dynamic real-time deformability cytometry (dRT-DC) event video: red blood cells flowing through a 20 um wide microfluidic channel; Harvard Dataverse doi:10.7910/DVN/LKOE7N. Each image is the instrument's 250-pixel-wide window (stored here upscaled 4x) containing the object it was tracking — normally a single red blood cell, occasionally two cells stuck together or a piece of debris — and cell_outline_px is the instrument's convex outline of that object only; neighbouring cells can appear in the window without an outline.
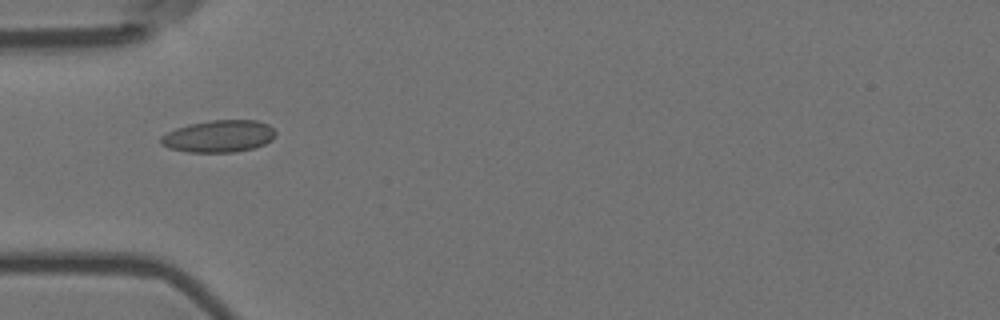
{"species": "Egyptian fruit bat (a non-hibernating species)", "species_latin": "Rousettus aegyptiacus", "temperature_condition": "room temperature", "stored_images_in_passage": 7, "camera_frame_rate_fps": 3000, "um_per_image_px": 0.085, "animal": {"sex": "female"}, "frame": {"image": 1, "passage_image": 5, "time_ms": 1.333, "image_size_px": [1000, 320], "cell_outline_px": [[276, 136], [272, 140], [264, 144], [252, 148], [232, 152], [188, 152], [168, 148], [160, 144], [160, 136], [176, 128], [188, 124], [212, 120], [256, 120], [268, 124], [276, 132]], "centroid_in_image_um": [18.59, 11.57], "position_along_channel_um": 66.4, "area_um2": 21.5}}
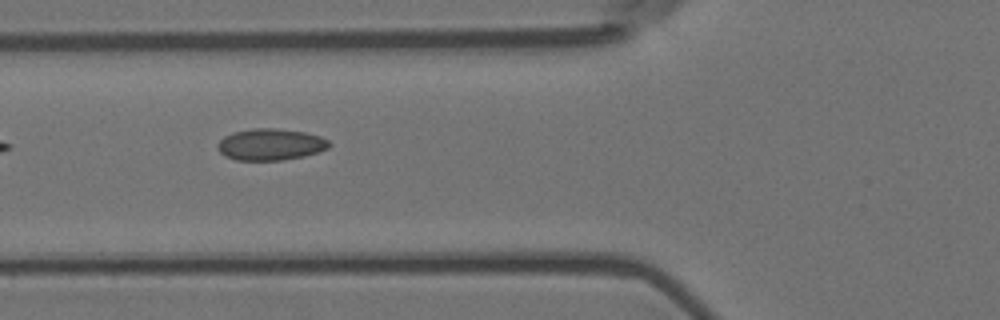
{"frame": {"image": 2, "passage_image": 6, "time_ms": 1.667, "image_size_px": [1000, 320], "cell_outline_px": [[332, 144], [328, 148], [304, 156], [280, 160], [236, 160], [224, 156], [220, 152], [216, 144], [224, 136], [232, 132], [252, 128], [276, 128], [304, 132], [320, 136], [328, 140]], "centroid_in_image_um": [22.97, 12.27], "position_along_channel_um": 102.8, "area_um2": 20.58}}
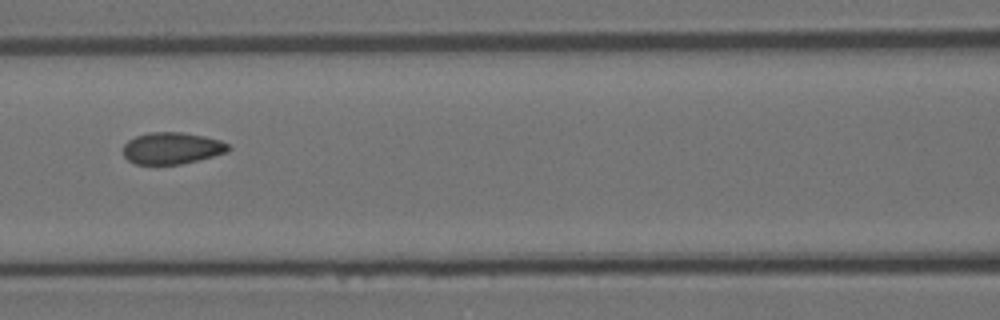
{"frame": {"image": 3, "passage_image": 7, "time_ms": 2.0, "image_size_px": [1000, 320], "cell_outline_px": [[232, 148], [228, 152], [180, 164], [136, 164], [128, 160], [124, 156], [124, 144], [128, 140], [136, 136], [148, 132], [180, 132], [204, 136], [220, 140], [228, 144]], "centroid_in_image_um": [14.61, 12.59], "position_along_channel_um": 152.0, "area_um2": 19.36}}